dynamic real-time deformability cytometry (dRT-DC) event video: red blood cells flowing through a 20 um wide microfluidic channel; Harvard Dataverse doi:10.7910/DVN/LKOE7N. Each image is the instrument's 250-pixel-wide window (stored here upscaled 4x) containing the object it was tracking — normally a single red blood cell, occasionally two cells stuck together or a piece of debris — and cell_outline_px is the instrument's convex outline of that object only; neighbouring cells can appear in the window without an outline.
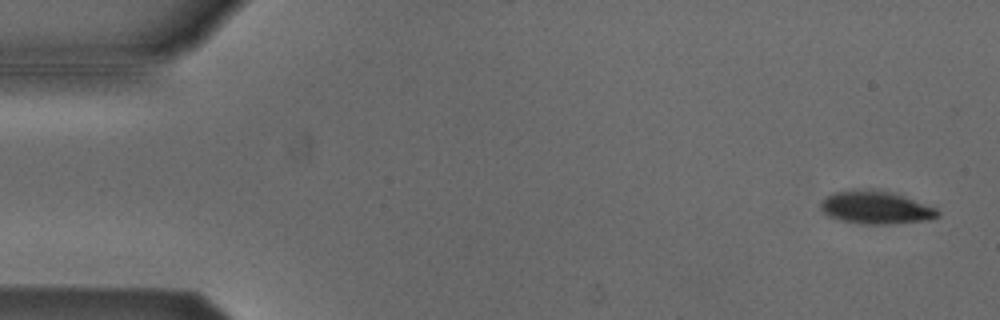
{"species": "Egyptian fruit bat (a non-hibernating species)", "species_latin": "Rousettus aegyptiacus", "temperature_condition": "cold", "stored_images_in_passage": 53, "camera_frame_rate_fps": 3000, "um_per_image_px": 0.085, "animal": {"sex": "male"}, "frame": {"image": 1, "passage_image": 2, "time_ms": 0.333, "image_size_px": [1000, 320], "cell_outline_px": [[940, 216], [932, 220], [888, 224], [860, 224], [840, 220], [828, 216], [820, 208], [820, 204], [828, 196], [836, 192], [872, 188], [892, 192], [904, 196], [936, 208], [940, 212]], "centroid_in_image_um": [74.49, 17.65], "position_along_channel_um": 10.5, "area_um2": 22.48}}
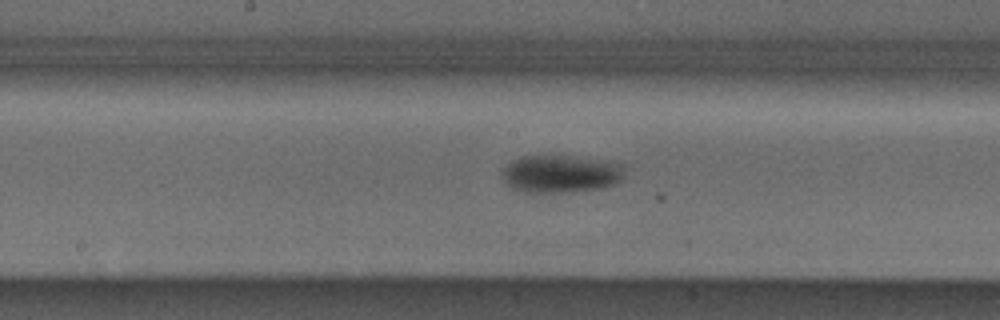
{"frame": {"image": 2, "passage_image": 27, "time_ms": 8.667, "image_size_px": [1000, 320], "cell_outline_px": [[624, 176], [616, 184], [600, 188], [568, 192], [528, 192], [512, 188], [500, 176], [504, 168], [512, 160], [524, 156], [568, 156], [620, 164]], "centroid_in_image_um": [47.61, 14.79], "position_along_channel_um": 200.6, "area_um2": 26.3}}
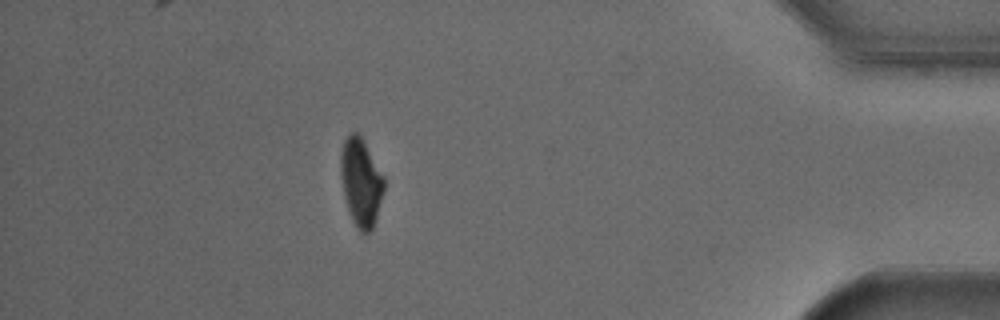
{"frame": {"image": 3, "passage_image": 47, "time_ms": 15.333, "image_size_px": [1000, 320], "cell_outline_px": [[384, 192], [376, 220], [372, 228], [368, 232], [360, 232], [356, 228], [352, 220], [344, 196], [340, 176], [340, 156], [344, 140], [352, 132], [356, 132], [364, 140], [384, 176]], "centroid_in_image_um": [30.68, 15.49], "position_along_channel_um": 404.5, "area_um2": 22.31}, "authors_computed_cell_mechanics": {"area_um2": 24.565, "velocity_mm_per_s": 3.8106, "shape_relaxation_time_tau1_ms": 2.5367, "shape_relaxation_time_tau2_ms": null, "deformation_change_tau1": 0.1139, "deformation_change_tau2": null}}